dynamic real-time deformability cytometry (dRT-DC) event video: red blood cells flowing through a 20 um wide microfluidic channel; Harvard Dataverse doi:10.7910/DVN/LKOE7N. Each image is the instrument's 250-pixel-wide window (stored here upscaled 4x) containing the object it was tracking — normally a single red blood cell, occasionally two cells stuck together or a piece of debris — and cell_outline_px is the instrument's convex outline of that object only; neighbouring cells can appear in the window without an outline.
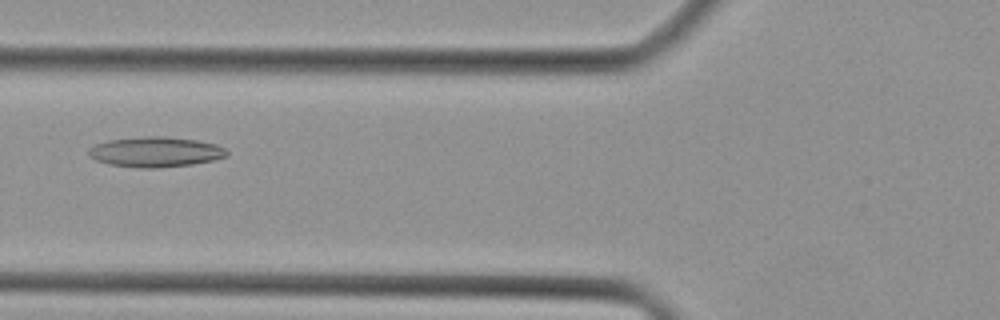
{"species": "Egyptian fruit bat (a non-hibernating species)", "species_latin": "Rousettus aegyptiacus", "temperature_condition": "cold", "stored_images_in_passage": 31, "camera_frame_rate_fps": 3000, "um_per_image_px": 0.085, "animal": {"sex": "female"}, "frame": {"image": 1, "passage_image": 5, "time_ms": 1.333, "image_size_px": [1000, 320], "cell_outline_px": [[228, 156], [216, 160], [192, 164], [160, 168], [140, 168], [108, 164], [96, 160], [88, 156], [88, 148], [96, 144], [108, 140], [148, 136], [168, 136], [196, 140], [216, 144], [224, 148], [228, 152]], "centroid_in_image_um": [13.23, 12.92], "position_along_channel_um": 112.6, "area_um2": 24.51}}
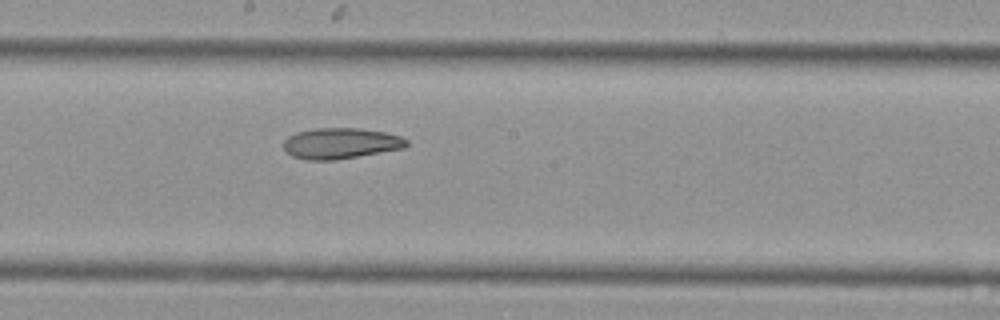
{"frame": {"image": 2, "passage_image": 12, "time_ms": 3.667, "image_size_px": [1000, 320], "cell_outline_px": [[408, 144], [404, 148], [336, 160], [304, 160], [292, 156], [284, 148], [284, 140], [288, 136], [296, 132], [316, 128], [360, 128], [384, 132], [400, 136], [408, 140]], "centroid_in_image_um": [28.95, 12.18], "position_along_channel_um": 219.3, "area_um2": 22.14}}
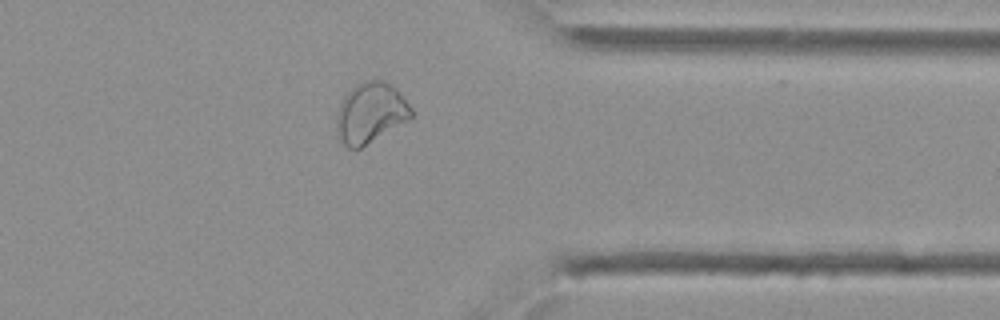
{"frame": {"image": 3, "passage_image": 23, "time_ms": 7.333, "image_size_px": [1000, 320], "cell_outline_px": [[412, 116], [408, 120], [360, 148], [348, 148], [336, 136], [336, 112], [344, 96], [356, 84], [364, 80], [384, 80], [396, 88], [412, 108]], "centroid_in_image_um": [31.46, 9.58], "position_along_channel_um": 379.9, "area_um2": 26.3}}